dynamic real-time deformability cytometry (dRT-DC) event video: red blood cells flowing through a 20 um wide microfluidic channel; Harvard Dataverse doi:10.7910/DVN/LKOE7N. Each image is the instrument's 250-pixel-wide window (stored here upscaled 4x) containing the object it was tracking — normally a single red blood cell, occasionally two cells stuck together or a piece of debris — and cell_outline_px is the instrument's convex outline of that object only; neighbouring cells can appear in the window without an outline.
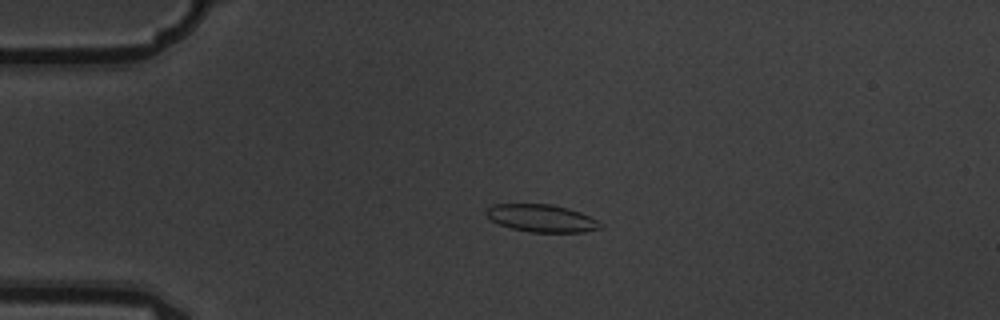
{"species": "common noctule bat (a hibernating species)", "species_latin": "Nyctalus noctula", "temperature_condition": "warm", "stored_images_in_passage": 4, "camera_frame_rate_fps": 3000, "um_per_image_px": 0.085, "animal": {"sex": "male", "body_mass_g": 19.5, "forearm_length_mm": 54.6}, "frame": {"image": 1, "passage_image": 3, "time_ms": 0.667, "image_size_px": [1000, 320], "cell_outline_px": [[600, 228], [584, 232], [528, 232], [512, 228], [500, 224], [492, 220], [484, 212], [492, 204], [552, 204], [568, 208], [580, 212], [596, 220], [600, 224]], "centroid_in_image_um": [46.01, 18.54], "position_along_channel_um": 39.0, "area_um2": 18.09}}